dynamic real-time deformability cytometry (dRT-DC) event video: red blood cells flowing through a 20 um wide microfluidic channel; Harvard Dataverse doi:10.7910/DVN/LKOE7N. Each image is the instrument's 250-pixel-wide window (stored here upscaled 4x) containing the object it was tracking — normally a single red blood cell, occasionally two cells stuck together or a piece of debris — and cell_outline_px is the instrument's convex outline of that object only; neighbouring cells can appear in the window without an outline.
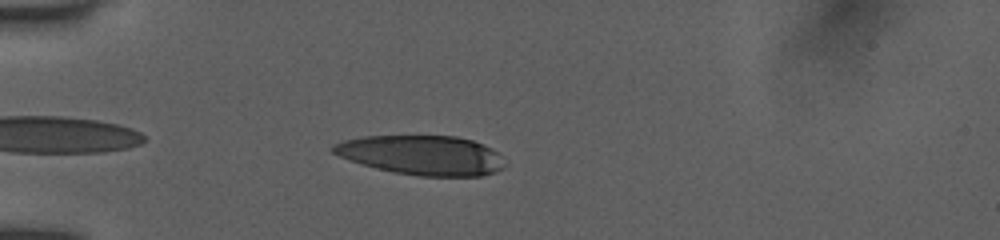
{"species": "human", "species_latin": "Homo sapiens", "temperature_condition": "room temperature", "stored_images_in_passage": 42, "camera_frame_rate_fps": 3000, "um_per_image_px": 0.085, "donor": {"sex": "female"}, "frame": {"image": 1, "passage_image": 4, "time_ms": 1.0, "image_size_px": [1000, 240], "cell_outline_px": [[508, 164], [504, 168], [496, 172], [480, 176], [420, 176], [396, 172], [376, 168], [348, 160], [332, 152], [328, 148], [332, 144], [344, 140], [364, 136], [456, 136], [472, 140], [484, 144], [492, 148]], "centroid_in_image_um": [35.88, 13.19], "position_along_channel_um": 49.1, "area_um2": 39.71}}
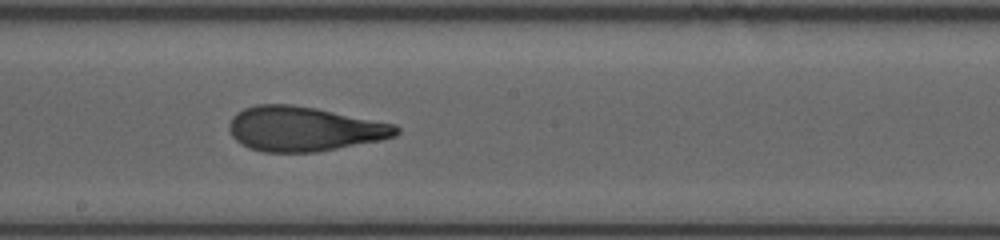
{"frame": {"image": 2, "passage_image": 19, "time_ms": 6.0, "image_size_px": [1000, 240], "cell_outline_px": [[400, 132], [396, 136], [380, 140], [316, 152], [264, 152], [248, 148], [236, 140], [232, 136], [228, 128], [228, 124], [232, 116], [236, 112], [244, 108], [256, 104], [292, 104], [316, 108], [396, 124], [400, 128]], "centroid_in_image_um": [25.82, 10.95], "position_along_channel_um": 222.4, "area_um2": 43.64}}
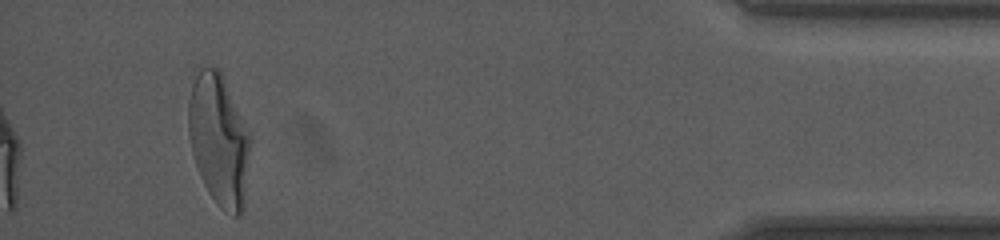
{"frame": {"image": 3, "passage_image": 42, "time_ms": 12.333, "image_size_px": [1000, 240], "cell_outline_px": [[252, 140], [244, 208], [240, 216], [232, 216], [220, 208], [216, 204], [208, 192], [200, 176], [192, 152], [188, 136], [188, 104], [192, 84], [200, 64], [212, 64], [220, 72], [224, 80]], "centroid_in_image_um": [18.6, 11.91], "position_along_channel_um": 416.6, "area_um2": 47.8}, "authors_computed_cell_mechanics": {"area_um2": 43.0032, "velocity_mm_per_s": 3.9717, "shape_relaxation_time_tau1_ms": 9.0274, "shape_relaxation_time_tau2_ms": 1.4226, "deformation_change_tau1": 0.3175, "deformation_change_tau2": 0.1022}}